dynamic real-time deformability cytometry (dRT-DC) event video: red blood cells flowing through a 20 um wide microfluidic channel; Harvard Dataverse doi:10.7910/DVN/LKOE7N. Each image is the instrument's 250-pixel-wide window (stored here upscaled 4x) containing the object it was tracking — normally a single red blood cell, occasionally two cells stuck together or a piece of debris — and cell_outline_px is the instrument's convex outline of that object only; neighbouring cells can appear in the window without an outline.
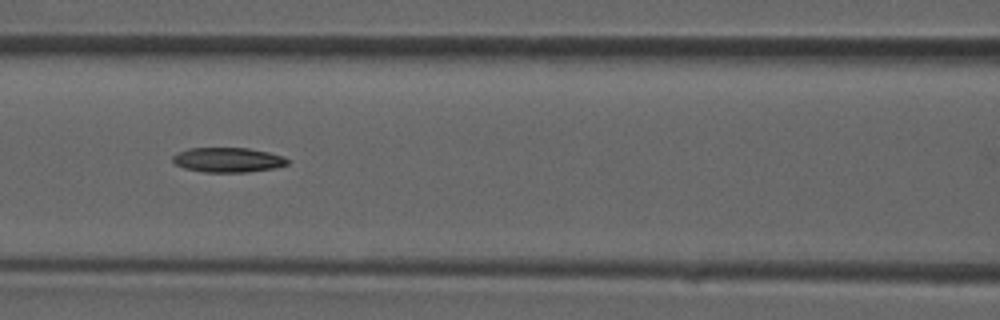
{"species": "common noctule bat (a hibernating species)", "species_latin": "Nyctalus noctula", "temperature_condition": "room temperature", "stored_images_in_passage": 37, "camera_frame_rate_fps": 3000, "um_per_image_px": 0.085, "animal": {"sex": "male", "forearm_length_mm": 52.5}, "frame": {"image": 1, "passage_image": 16, "time_ms": 5.0, "image_size_px": [1000, 320], "cell_outline_px": [[288, 164], [276, 168], [248, 172], [204, 172], [184, 168], [176, 164], [172, 160], [172, 156], [188, 148], [248, 148], [268, 152], [284, 156], [288, 160]], "centroid_in_image_um": [19.39, 13.59], "position_along_channel_um": 147.2, "area_um2": 16.53}}